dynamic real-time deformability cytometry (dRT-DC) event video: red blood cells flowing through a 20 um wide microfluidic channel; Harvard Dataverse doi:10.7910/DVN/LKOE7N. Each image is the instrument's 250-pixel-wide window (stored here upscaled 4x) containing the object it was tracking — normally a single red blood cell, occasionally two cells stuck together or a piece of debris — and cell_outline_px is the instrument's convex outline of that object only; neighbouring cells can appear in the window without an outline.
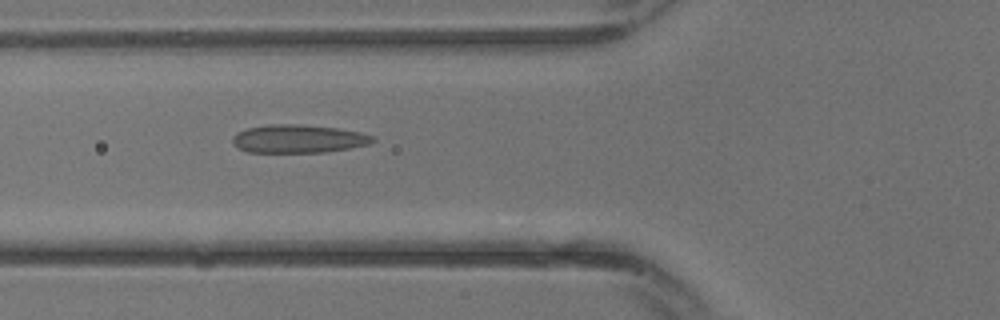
{"species": "common noctule bat (a hibernating species)", "species_latin": "Nyctalus noctula", "temperature_condition": "warm", "stored_images_in_passage": 13, "camera_frame_rate_fps": 3000, "um_per_image_px": 0.085, "animal": {"sex": "male", "body_mass_g": 13.3}, "frame": {"image": 1, "passage_image": 4, "time_ms": 1.0, "image_size_px": [1000, 320], "cell_outline_px": [[376, 140], [368, 144], [328, 152], [248, 152], [232, 144], [232, 136], [236, 132], [248, 128], [272, 124], [296, 124], [336, 128], [360, 132], [372, 136]], "centroid_in_image_um": [25.33, 11.8], "position_along_channel_um": 100.5, "area_um2": 22.89}}
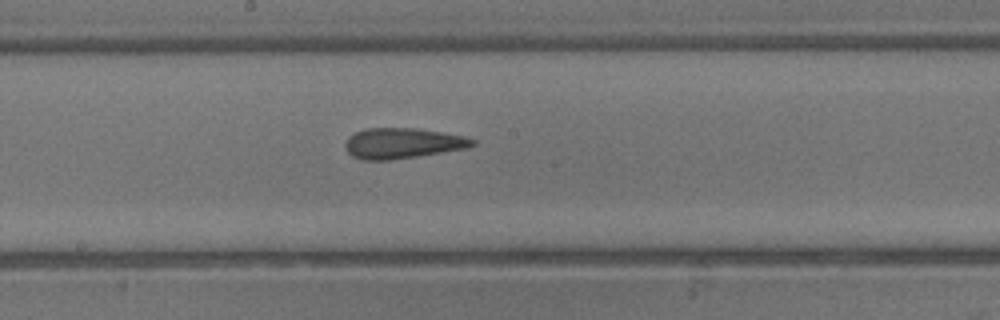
{"frame": {"image": 2, "passage_image": 9, "time_ms": 2.667, "image_size_px": [1000, 320], "cell_outline_px": [[476, 144], [468, 148], [392, 160], [360, 160], [352, 156], [348, 152], [344, 144], [348, 136], [364, 128], [416, 128], [464, 136], [476, 140]], "centroid_in_image_um": [34.19, 12.18], "position_along_channel_um": 214.0, "area_um2": 22.72}}
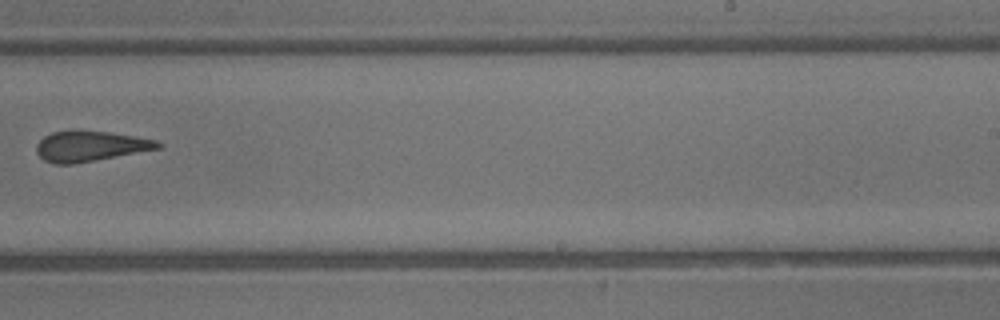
{"frame": {"image": 3, "passage_image": 12, "time_ms": 3.667, "image_size_px": [1000, 320], "cell_outline_px": [[164, 148], [96, 160], [72, 164], [52, 164], [44, 160], [36, 152], [36, 144], [44, 136], [52, 132], [72, 128], [108, 132], [156, 140], [164, 144]], "centroid_in_image_um": [7.66, 12.4], "position_along_channel_um": 281.3, "area_um2": 22.02}}